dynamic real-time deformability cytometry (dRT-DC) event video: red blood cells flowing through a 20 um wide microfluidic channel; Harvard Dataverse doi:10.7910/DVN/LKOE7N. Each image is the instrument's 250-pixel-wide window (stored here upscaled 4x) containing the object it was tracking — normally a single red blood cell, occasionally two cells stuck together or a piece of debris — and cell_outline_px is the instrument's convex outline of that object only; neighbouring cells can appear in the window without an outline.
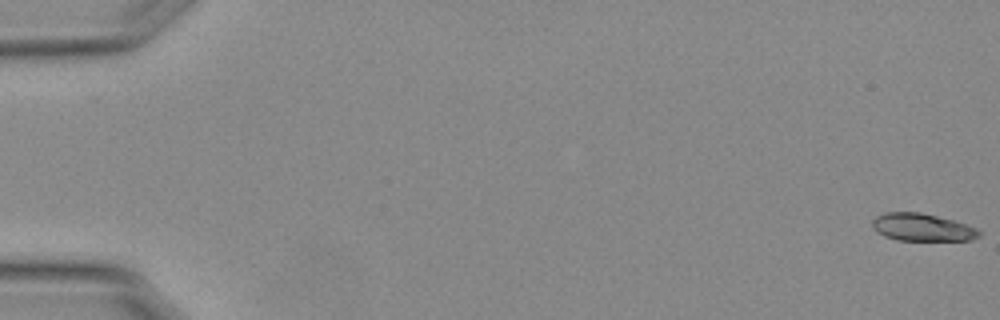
{"species": "Egyptian fruit bat (a non-hibernating species)", "species_latin": "Rousettus aegyptiacus", "temperature_condition": "warm", "stored_images_in_passage": 55, "camera_frame_rate_fps": 3000, "um_per_image_px": 0.085, "animal": {"sex": "female"}, "frame": {"image": 1, "passage_image": 1, "time_ms": 0.0, "image_size_px": [1000, 320], "cell_outline_px": [[980, 236], [972, 240], [896, 240], [884, 236], [872, 228], [872, 220], [876, 216], [884, 212], [920, 212], [952, 220], [976, 228], [980, 232]], "centroid_in_image_um": [78.34, 19.32], "position_along_channel_um": 6.7, "area_um2": 17.05}}
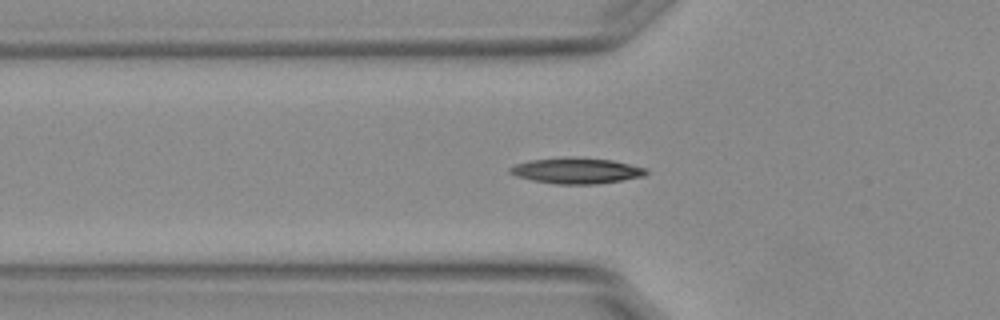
{"frame": {"image": 2, "passage_image": 20, "time_ms": 6.333, "image_size_px": [1000, 320], "cell_outline_px": [[648, 172], [644, 176], [596, 184], [556, 184], [532, 180], [516, 176], [508, 172], [508, 168], [516, 164], [528, 160], [572, 156], [612, 160], [644, 168]], "centroid_in_image_um": [48.94, 14.5], "position_along_channel_um": 76.9, "area_um2": 20.46}}
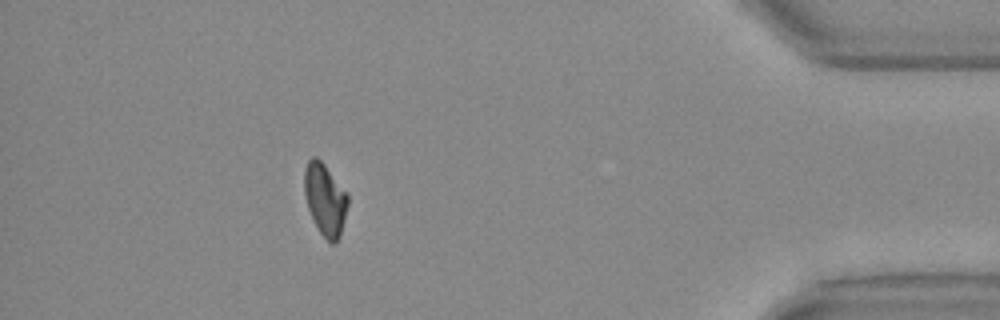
{"frame": {"image": 3, "passage_image": 50, "time_ms": 16.333, "image_size_px": [1000, 320], "cell_outline_px": [[348, 204], [340, 236], [336, 244], [332, 244], [320, 232], [308, 208], [304, 192], [304, 168], [308, 160], [312, 156], [316, 156], [324, 164], [348, 196]], "centroid_in_image_um": [27.62, 16.94], "position_along_channel_um": 407.6, "area_um2": 17.92}, "authors_computed_cell_mechanics": {"area_um2": 18.3226, "velocity_mm_per_s": 3.7847, "shape_relaxation_time_tau1_ms": 9.3459, "shape_relaxation_time_tau2_ms": 9.1405, "deformation_change_tau1": 0.2247, "deformation_change_tau2": 0.1449}}